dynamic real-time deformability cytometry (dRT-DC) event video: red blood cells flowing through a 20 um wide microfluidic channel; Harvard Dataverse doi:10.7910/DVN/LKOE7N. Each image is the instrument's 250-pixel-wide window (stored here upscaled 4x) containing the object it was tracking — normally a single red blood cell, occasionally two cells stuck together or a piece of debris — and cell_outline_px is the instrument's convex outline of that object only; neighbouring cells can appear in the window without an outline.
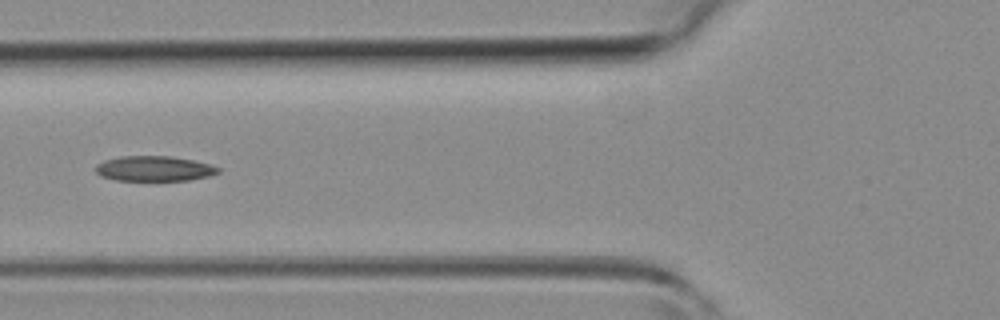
{"species": "common noctule bat (a hibernating species)", "species_latin": "Nyctalus noctula", "temperature_condition": "room temperature", "stored_images_in_passage": 5, "camera_frame_rate_fps": 3000, "um_per_image_px": 0.085, "animal": {"sex": "female", "body_mass_g": 19.3, "forearm_length_mm": 54.1}, "frame": {"image": 1, "passage_image": 5, "time_ms": 4.667, "image_size_px": [1000, 320], "cell_outline_px": [[220, 172], [208, 176], [188, 180], [116, 180], [100, 176], [96, 172], [96, 164], [104, 160], [120, 156], [168, 156], [192, 160], [208, 164], [220, 168]], "centroid_in_image_um": [13.07, 14.33], "position_along_channel_um": 112.7, "area_um2": 17.8}}